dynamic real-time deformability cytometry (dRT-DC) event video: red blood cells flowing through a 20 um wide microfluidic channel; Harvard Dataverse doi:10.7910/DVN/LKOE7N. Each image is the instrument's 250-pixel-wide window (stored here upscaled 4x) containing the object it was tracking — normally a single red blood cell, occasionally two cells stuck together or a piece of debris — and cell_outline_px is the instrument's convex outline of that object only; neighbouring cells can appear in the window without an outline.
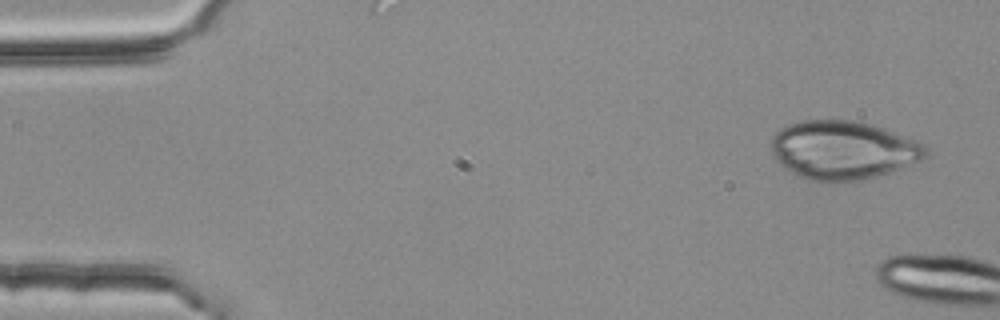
{"species": "common noctule bat (a hibernating species)", "species_latin": "Nyctalus noctula", "temperature_condition": "room temperature", "stored_images_in_passage": 2, "camera_frame_rate_fps": 3000, "um_per_image_px": 0.085, "animal": {"sex": "female", "body_mass_g": 25.1}, "frame": {"image": 1, "passage_image": 1, "time_ms": 0.0, "image_size_px": [1000, 320], "cell_outline_px": [[928, 156], [924, 160], [864, 180], [828, 184], [808, 180], [796, 176], [784, 168], [772, 152], [768, 144], [772, 136], [780, 128], [788, 124], [800, 120], [852, 120], [884, 128], [912, 140], [928, 148]], "centroid_in_image_um": [71.6, 12.79], "position_along_channel_um": 13.4, "area_um2": 53.35}}